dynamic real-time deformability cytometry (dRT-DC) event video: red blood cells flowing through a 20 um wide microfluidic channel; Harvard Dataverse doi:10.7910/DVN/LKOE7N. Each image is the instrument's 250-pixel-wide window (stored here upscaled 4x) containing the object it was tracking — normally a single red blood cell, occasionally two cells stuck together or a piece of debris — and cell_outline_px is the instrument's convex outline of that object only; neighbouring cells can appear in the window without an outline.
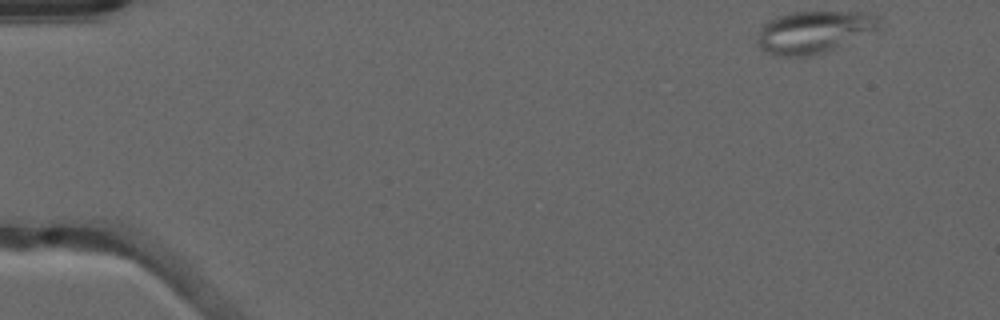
{"species": "common noctule bat (a hibernating species)", "species_latin": "Nyctalus noctula", "temperature_condition": "warm", "stored_images_in_passage": 39, "camera_frame_rate_fps": 3000, "um_per_image_px": 0.085, "animal": {"sex": "male", "forearm_length_mm": 52.5}, "frame": {"image": 1, "passage_image": 1, "time_ms": 0.0, "image_size_px": [1000, 320], "cell_outline_px": [[880, 28], [876, 32], [824, 52], [808, 56], [780, 56], [768, 52], [756, 40], [756, 32], [764, 24], [780, 16], [792, 12], [864, 12], [876, 16], [880, 24]], "centroid_in_image_um": [69.22, 2.71], "position_along_channel_um": 15.8, "area_um2": 29.71}}
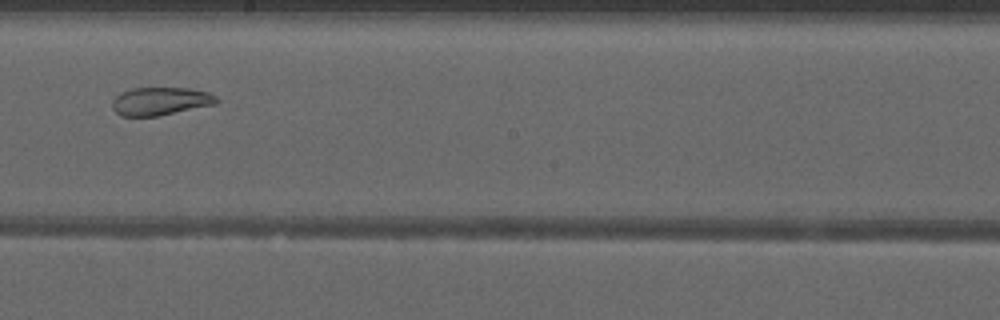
{"frame": {"image": 2, "passage_image": 27, "time_ms": 8.667, "image_size_px": [1000, 320], "cell_outline_px": [[220, 100], [216, 104], [156, 116], [120, 116], [112, 108], [112, 100], [120, 92], [132, 88], [188, 88], [208, 92], [216, 96]], "centroid_in_image_um": [13.62, 8.6], "position_along_channel_um": 234.6, "area_um2": 17.05}}
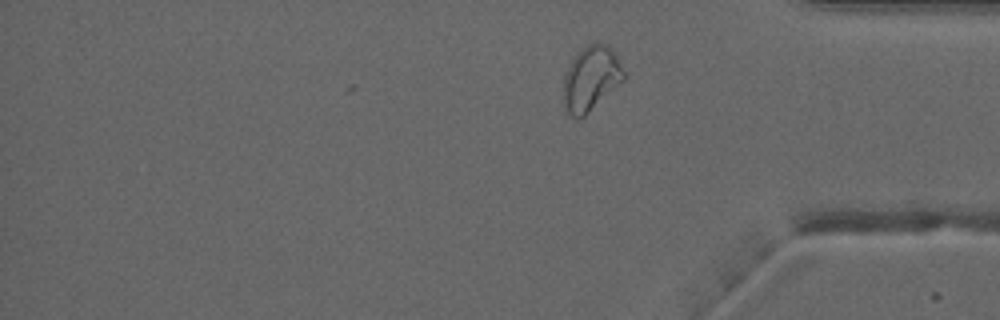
{"frame": {"image": 3, "passage_image": 39, "time_ms": 12.667, "image_size_px": [1000, 320], "cell_outline_px": [[624, 80], [580, 120], [576, 120], [568, 112], [564, 104], [564, 76], [572, 60], [588, 44], [596, 40], [600, 40], [608, 44], [612, 48], [624, 72]], "centroid_in_image_um": [50.24, 6.66], "position_along_channel_um": 385.0, "area_um2": 22.6}, "authors_computed_cell_mechanics": {"area_um2": 22.5998, "velocity_mm_per_s": 3.9957, "shape_relaxation_time_tau1_ms": null, "shape_relaxation_time_tau2_ms": 2.1858, "deformation_change_tau1": null, "deformation_change_tau2": 0.0738}}